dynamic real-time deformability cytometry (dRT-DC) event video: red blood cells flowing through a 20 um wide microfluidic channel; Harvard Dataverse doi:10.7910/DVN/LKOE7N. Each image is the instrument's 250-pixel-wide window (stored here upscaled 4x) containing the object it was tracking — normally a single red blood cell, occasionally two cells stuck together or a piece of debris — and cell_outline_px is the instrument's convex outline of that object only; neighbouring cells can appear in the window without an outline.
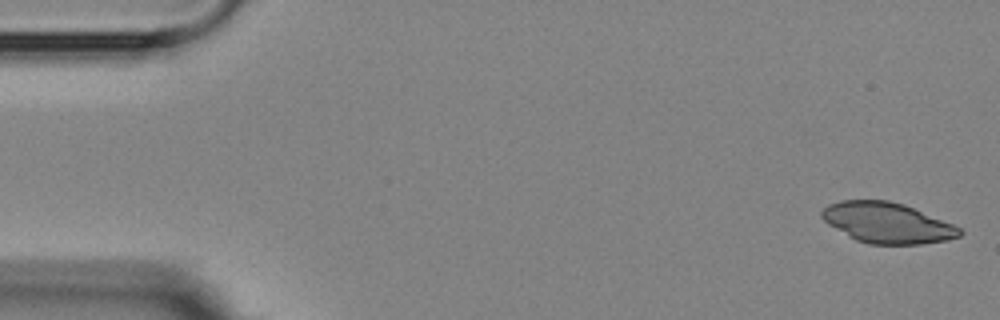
{"species": "Egyptian fruit bat (a non-hibernating species)", "species_latin": "Rousettus aegyptiacus", "temperature_condition": "room temperature", "stored_images_in_passage": 4, "camera_frame_rate_fps": 3000, "um_per_image_px": 0.085, "animal": {"sex": "female"}, "frame": {"image": 1, "passage_image": 1, "time_ms": 0.0, "image_size_px": [1000, 320], "cell_outline_px": [[964, 232], [960, 236], [948, 240], [920, 244], [868, 244], [856, 240], [848, 236], [828, 224], [820, 216], [820, 212], [828, 204], [840, 200], [888, 200], [904, 204], [952, 224], [960, 228]], "centroid_in_image_um": [75.39, 18.94], "position_along_channel_um": 9.6, "area_um2": 32.54}}